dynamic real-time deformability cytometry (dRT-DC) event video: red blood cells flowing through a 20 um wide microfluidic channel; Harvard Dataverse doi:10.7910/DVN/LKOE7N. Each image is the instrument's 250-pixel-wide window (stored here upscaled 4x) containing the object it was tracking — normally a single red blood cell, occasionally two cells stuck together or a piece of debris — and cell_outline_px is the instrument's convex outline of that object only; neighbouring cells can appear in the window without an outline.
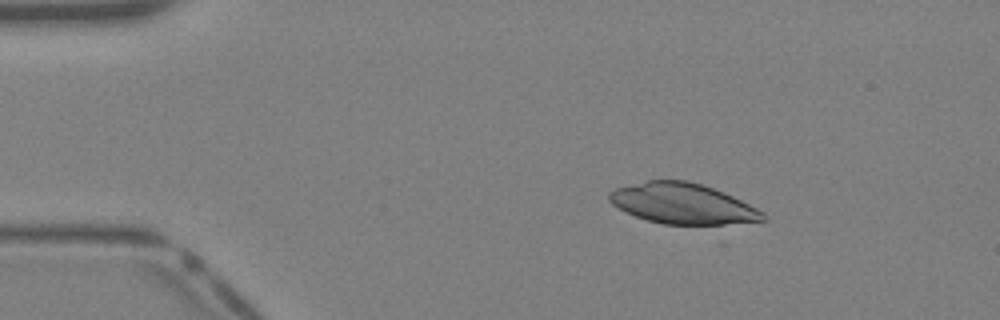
{"species": "Egyptian fruit bat (a non-hibernating species)", "species_latin": "Rousettus aegyptiacus", "temperature_condition": "warm", "stored_images_in_passage": 20, "camera_frame_rate_fps": 3000, "um_per_image_px": 0.085, "animal": {"sex": "female"}, "frame": {"image": 1, "passage_image": 7, "time_ms": 2.0, "image_size_px": [1000, 320], "cell_outline_px": [[768, 220], [724, 224], [664, 224], [648, 220], [636, 216], [612, 204], [608, 200], [608, 192], [616, 188], [648, 180], [688, 180], [724, 192], [764, 212]], "centroid_in_image_um": [58.02, 17.3], "position_along_channel_um": 27.0, "area_um2": 35.95}}